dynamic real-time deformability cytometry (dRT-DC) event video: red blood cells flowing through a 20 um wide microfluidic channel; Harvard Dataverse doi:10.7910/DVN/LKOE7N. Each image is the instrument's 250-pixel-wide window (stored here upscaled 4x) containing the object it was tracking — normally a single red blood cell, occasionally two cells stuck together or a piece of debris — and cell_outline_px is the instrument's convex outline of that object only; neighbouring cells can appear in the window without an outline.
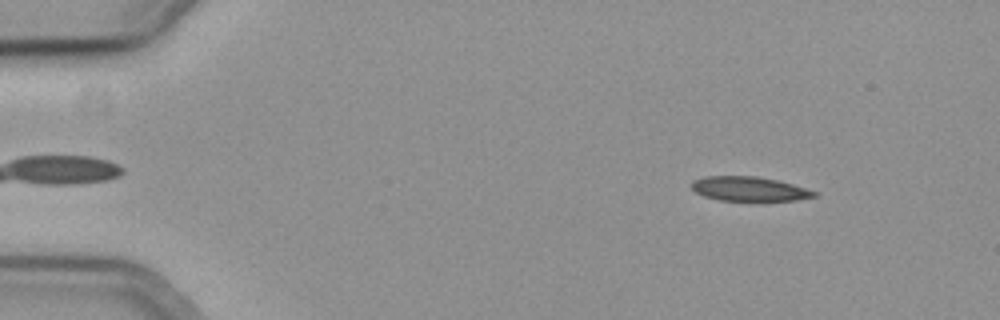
{"species": "common noctule bat (a hibernating species)", "species_latin": "Nyctalus noctula", "temperature_condition": "cold", "stored_images_in_passage": 56, "camera_frame_rate_fps": 3000, "um_per_image_px": 0.085, "animal": {"sex": "female", "body_mass_g": 19.3, "forearm_length_mm": 54.1}, "frame": {"image": 1, "passage_image": 7, "time_ms": 2.0, "image_size_px": [1000, 320], "cell_outline_px": [[816, 196], [796, 200], [764, 204], [752, 204], [720, 200], [704, 196], [696, 192], [688, 184], [692, 180], [704, 176], [756, 176], [776, 180], [792, 184], [816, 192]], "centroid_in_image_um": [63.66, 16.11], "position_along_channel_um": 21.3, "area_um2": 18.5}}
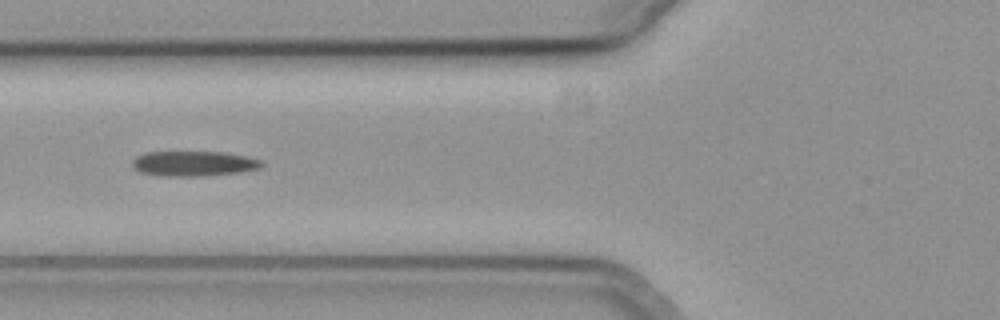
{"frame": {"image": 2, "passage_image": 22, "time_ms": 7.0, "image_size_px": [1000, 320], "cell_outline_px": [[264, 164], [260, 168], [240, 172], [200, 176], [160, 176], [140, 172], [132, 168], [132, 160], [136, 156], [144, 152], [224, 152], [244, 156], [260, 160]], "centroid_in_image_um": [16.41, 13.9], "position_along_channel_um": 109.4, "area_um2": 18.96}}
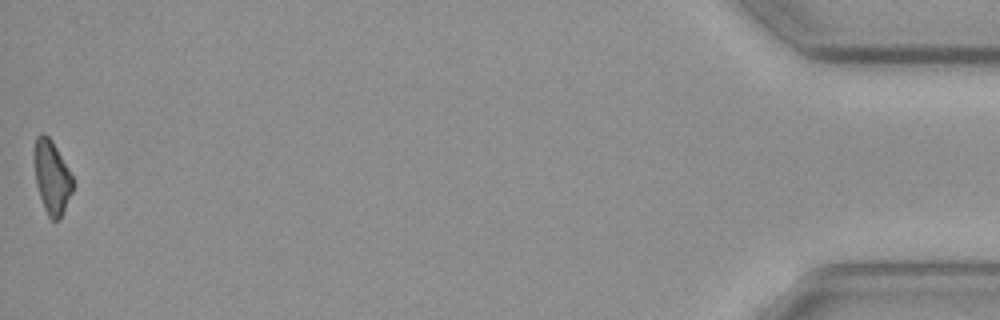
{"frame": {"image": 3, "passage_image": 56, "time_ms": 18.333, "image_size_px": [1000, 320], "cell_outline_px": [[72, 192], [60, 220], [52, 220], [48, 216], [44, 208], [36, 184], [32, 160], [32, 156], [36, 136], [40, 132], [44, 132], [52, 140], [68, 168], [72, 176]], "centroid_in_image_um": [4.36, 15.01], "position_along_channel_um": 430.8, "area_um2": 16.76}, "authors_computed_cell_mechanics": {"area_um2": 18.496, "velocity_mm_per_s": 3.7194, "shape_relaxation_time_tau1_ms": 11.0323, "shape_relaxation_time_tau2_ms": null, "deformation_change_tau1": 0.2031, "deformation_change_tau2": null}}